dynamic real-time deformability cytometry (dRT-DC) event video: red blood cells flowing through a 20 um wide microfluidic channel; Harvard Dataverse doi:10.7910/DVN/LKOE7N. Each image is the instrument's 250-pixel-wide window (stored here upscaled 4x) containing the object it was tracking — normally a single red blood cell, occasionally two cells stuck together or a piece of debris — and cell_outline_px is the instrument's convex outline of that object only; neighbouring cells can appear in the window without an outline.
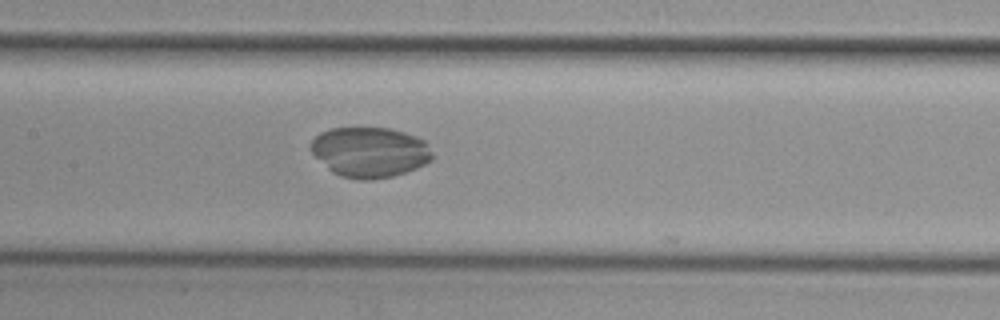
{"species": "common noctule bat (a hibernating species)", "species_latin": "Nyctalus noctula", "temperature_condition": "cold", "stored_images_in_passage": 16, "camera_frame_rate_fps": 3000, "um_per_image_px": 0.085, "animal": {"sex": "female", "body_mass_g": 29.2, "forearm_length_mm": 56.3}, "frame": {"image": 1, "passage_image": 9, "time_ms": 2.667, "image_size_px": [1000, 320], "cell_outline_px": [[432, 160], [416, 168], [392, 176], [372, 180], [356, 180], [340, 176], [332, 172], [312, 152], [312, 140], [320, 132], [332, 128], [392, 128], [416, 136], [424, 140], [428, 144], [432, 152]], "centroid_in_image_um": [31.46, 12.93], "position_along_channel_um": 175.9, "area_um2": 35.49}}
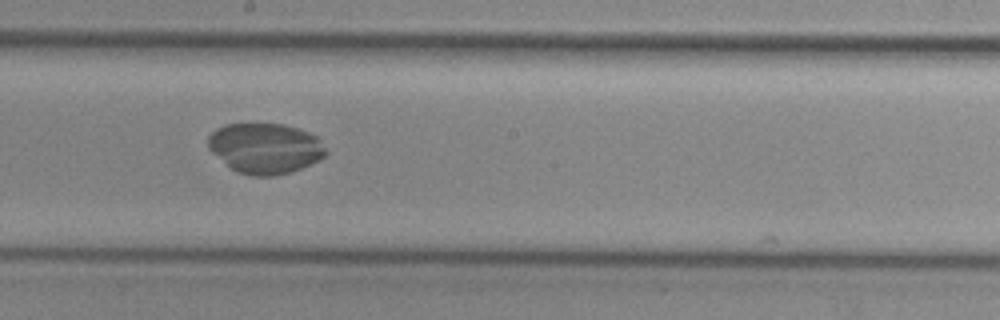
{"frame": {"image": 2, "passage_image": 13, "time_ms": 4.0, "image_size_px": [1000, 320], "cell_outline_px": [[328, 152], [320, 160], [292, 172], [272, 176], [252, 176], [236, 172], [212, 152], [208, 148], [208, 136], [216, 128], [224, 124], [284, 124], [320, 136]], "centroid_in_image_um": [22.57, 12.6], "position_along_channel_um": 225.6, "area_um2": 34.91}}